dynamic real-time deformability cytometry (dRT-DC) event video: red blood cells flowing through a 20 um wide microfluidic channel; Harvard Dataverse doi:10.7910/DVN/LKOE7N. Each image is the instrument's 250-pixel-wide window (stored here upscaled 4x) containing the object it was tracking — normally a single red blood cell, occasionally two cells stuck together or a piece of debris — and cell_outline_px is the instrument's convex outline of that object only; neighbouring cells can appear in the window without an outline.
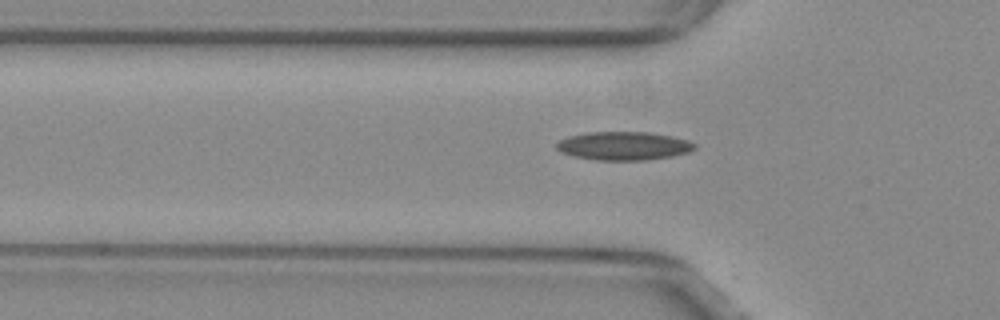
{"species": "common noctule bat (a hibernating species)", "species_latin": "Nyctalus noctula", "temperature_condition": "warm", "stored_images_in_passage": 7, "camera_frame_rate_fps": 3000, "um_per_image_px": 0.085, "animal": {"sex": "female", "body_mass_g": 29.2, "forearm_length_mm": 56.3}, "frame": {"image": 1, "passage_image": 3, "time_ms": 0.667, "image_size_px": [1000, 320], "cell_outline_px": [[696, 148], [688, 152], [672, 156], [648, 160], [596, 160], [572, 156], [560, 152], [556, 148], [556, 144], [560, 140], [568, 136], [588, 132], [648, 132], [688, 140], [696, 144]], "centroid_in_image_um": [52.98, 12.4], "position_along_channel_um": 72.8, "area_um2": 22.89}}
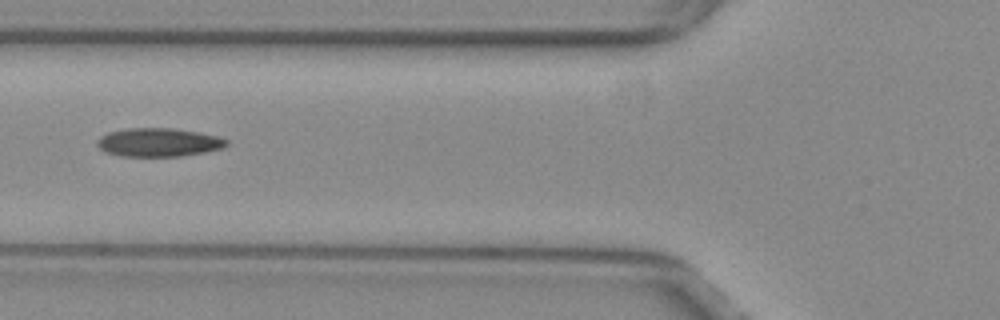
{"frame": {"image": 2, "passage_image": 6, "time_ms": 1.667, "image_size_px": [1000, 320], "cell_outline_px": [[228, 144], [220, 148], [204, 152], [180, 156], [120, 156], [104, 152], [96, 144], [96, 140], [100, 136], [108, 132], [128, 128], [172, 128], [220, 136], [228, 140]], "centroid_in_image_um": [13.44, 12.1], "position_along_channel_um": 112.4, "area_um2": 21.5}}